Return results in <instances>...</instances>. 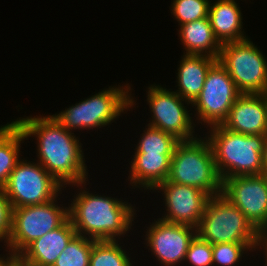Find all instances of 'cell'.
<instances>
[{"mask_svg": "<svg viewBox=\"0 0 267 266\" xmlns=\"http://www.w3.org/2000/svg\"><path fill=\"white\" fill-rule=\"evenodd\" d=\"M0 266H18V261L16 257L7 256V259L0 257Z\"/></svg>", "mask_w": 267, "mask_h": 266, "instance_id": "29", "label": "cell"}, {"mask_svg": "<svg viewBox=\"0 0 267 266\" xmlns=\"http://www.w3.org/2000/svg\"><path fill=\"white\" fill-rule=\"evenodd\" d=\"M50 202L12 208L11 232L6 242L11 254L17 257L34 240L60 227L68 218V207ZM13 253V254H12Z\"/></svg>", "mask_w": 267, "mask_h": 266, "instance_id": "8", "label": "cell"}, {"mask_svg": "<svg viewBox=\"0 0 267 266\" xmlns=\"http://www.w3.org/2000/svg\"><path fill=\"white\" fill-rule=\"evenodd\" d=\"M209 6V20L221 44L247 39L242 30V15L235 0H217Z\"/></svg>", "mask_w": 267, "mask_h": 266, "instance_id": "19", "label": "cell"}, {"mask_svg": "<svg viewBox=\"0 0 267 266\" xmlns=\"http://www.w3.org/2000/svg\"><path fill=\"white\" fill-rule=\"evenodd\" d=\"M145 133L137 146L136 152L153 154H173L177 144L180 142L172 134L166 133L158 128L148 125Z\"/></svg>", "mask_w": 267, "mask_h": 266, "instance_id": "24", "label": "cell"}, {"mask_svg": "<svg viewBox=\"0 0 267 266\" xmlns=\"http://www.w3.org/2000/svg\"><path fill=\"white\" fill-rule=\"evenodd\" d=\"M76 231L68 218L60 227L34 240L16 258L18 266H53Z\"/></svg>", "mask_w": 267, "mask_h": 266, "instance_id": "16", "label": "cell"}, {"mask_svg": "<svg viewBox=\"0 0 267 266\" xmlns=\"http://www.w3.org/2000/svg\"><path fill=\"white\" fill-rule=\"evenodd\" d=\"M178 68L176 93L182 97L187 104L193 103L199 96L210 67L218 60L207 55H183Z\"/></svg>", "mask_w": 267, "mask_h": 266, "instance_id": "17", "label": "cell"}, {"mask_svg": "<svg viewBox=\"0 0 267 266\" xmlns=\"http://www.w3.org/2000/svg\"><path fill=\"white\" fill-rule=\"evenodd\" d=\"M218 61L242 94H267V62L248 38L222 44Z\"/></svg>", "mask_w": 267, "mask_h": 266, "instance_id": "7", "label": "cell"}, {"mask_svg": "<svg viewBox=\"0 0 267 266\" xmlns=\"http://www.w3.org/2000/svg\"><path fill=\"white\" fill-rule=\"evenodd\" d=\"M222 195L261 233H267V174L223 180Z\"/></svg>", "mask_w": 267, "mask_h": 266, "instance_id": "11", "label": "cell"}, {"mask_svg": "<svg viewBox=\"0 0 267 266\" xmlns=\"http://www.w3.org/2000/svg\"><path fill=\"white\" fill-rule=\"evenodd\" d=\"M185 259L193 266H212V244L196 235L189 245Z\"/></svg>", "mask_w": 267, "mask_h": 266, "instance_id": "27", "label": "cell"}, {"mask_svg": "<svg viewBox=\"0 0 267 266\" xmlns=\"http://www.w3.org/2000/svg\"><path fill=\"white\" fill-rule=\"evenodd\" d=\"M180 141L171 158L168 181L196 187L210 196L222 194V179L217 171L208 139Z\"/></svg>", "mask_w": 267, "mask_h": 266, "instance_id": "4", "label": "cell"}, {"mask_svg": "<svg viewBox=\"0 0 267 266\" xmlns=\"http://www.w3.org/2000/svg\"><path fill=\"white\" fill-rule=\"evenodd\" d=\"M209 6V0H174L171 10L181 26L188 22L208 18Z\"/></svg>", "mask_w": 267, "mask_h": 266, "instance_id": "25", "label": "cell"}, {"mask_svg": "<svg viewBox=\"0 0 267 266\" xmlns=\"http://www.w3.org/2000/svg\"><path fill=\"white\" fill-rule=\"evenodd\" d=\"M173 154H153L135 152L131 165L130 183L142 185L144 189H155L166 181L170 174Z\"/></svg>", "mask_w": 267, "mask_h": 266, "instance_id": "18", "label": "cell"}, {"mask_svg": "<svg viewBox=\"0 0 267 266\" xmlns=\"http://www.w3.org/2000/svg\"><path fill=\"white\" fill-rule=\"evenodd\" d=\"M11 207L43 204L60 194L61 186L40 163L19 161L3 187Z\"/></svg>", "mask_w": 267, "mask_h": 266, "instance_id": "9", "label": "cell"}, {"mask_svg": "<svg viewBox=\"0 0 267 266\" xmlns=\"http://www.w3.org/2000/svg\"><path fill=\"white\" fill-rule=\"evenodd\" d=\"M196 235L211 244L262 243V234L222 194L209 198Z\"/></svg>", "mask_w": 267, "mask_h": 266, "instance_id": "5", "label": "cell"}, {"mask_svg": "<svg viewBox=\"0 0 267 266\" xmlns=\"http://www.w3.org/2000/svg\"><path fill=\"white\" fill-rule=\"evenodd\" d=\"M23 130L13 121L0 127V187H4L11 172L20 161V143L25 139Z\"/></svg>", "mask_w": 267, "mask_h": 266, "instance_id": "21", "label": "cell"}, {"mask_svg": "<svg viewBox=\"0 0 267 266\" xmlns=\"http://www.w3.org/2000/svg\"><path fill=\"white\" fill-rule=\"evenodd\" d=\"M123 250L116 240L95 241L89 266H132Z\"/></svg>", "mask_w": 267, "mask_h": 266, "instance_id": "22", "label": "cell"}, {"mask_svg": "<svg viewBox=\"0 0 267 266\" xmlns=\"http://www.w3.org/2000/svg\"><path fill=\"white\" fill-rule=\"evenodd\" d=\"M261 242H263L261 245H263V247L265 248V250H266V253H265V255H266V257H267V233H264V234H262V241ZM266 263H267V259H266ZM267 265V264H266Z\"/></svg>", "mask_w": 267, "mask_h": 266, "instance_id": "31", "label": "cell"}, {"mask_svg": "<svg viewBox=\"0 0 267 266\" xmlns=\"http://www.w3.org/2000/svg\"><path fill=\"white\" fill-rule=\"evenodd\" d=\"M95 241L76 234L60 253L53 266H89L91 250Z\"/></svg>", "mask_w": 267, "mask_h": 266, "instance_id": "23", "label": "cell"}, {"mask_svg": "<svg viewBox=\"0 0 267 266\" xmlns=\"http://www.w3.org/2000/svg\"><path fill=\"white\" fill-rule=\"evenodd\" d=\"M128 90L130 86L109 87L53 116L68 131L103 127L134 105Z\"/></svg>", "mask_w": 267, "mask_h": 266, "instance_id": "6", "label": "cell"}, {"mask_svg": "<svg viewBox=\"0 0 267 266\" xmlns=\"http://www.w3.org/2000/svg\"><path fill=\"white\" fill-rule=\"evenodd\" d=\"M130 204L106 196L80 192L68 208L69 219L78 235L102 241L126 234L134 219Z\"/></svg>", "mask_w": 267, "mask_h": 266, "instance_id": "2", "label": "cell"}, {"mask_svg": "<svg viewBox=\"0 0 267 266\" xmlns=\"http://www.w3.org/2000/svg\"><path fill=\"white\" fill-rule=\"evenodd\" d=\"M26 139L36 136L38 160L42 167L61 185L85 184L87 171L81 143L54 118H19L15 121Z\"/></svg>", "mask_w": 267, "mask_h": 266, "instance_id": "1", "label": "cell"}, {"mask_svg": "<svg viewBox=\"0 0 267 266\" xmlns=\"http://www.w3.org/2000/svg\"><path fill=\"white\" fill-rule=\"evenodd\" d=\"M262 165L264 168V173L267 174V135H266L263 154H262Z\"/></svg>", "mask_w": 267, "mask_h": 266, "instance_id": "30", "label": "cell"}, {"mask_svg": "<svg viewBox=\"0 0 267 266\" xmlns=\"http://www.w3.org/2000/svg\"><path fill=\"white\" fill-rule=\"evenodd\" d=\"M147 231V246L164 266H174L184 261L189 245L196 236L195 227L160 218Z\"/></svg>", "mask_w": 267, "mask_h": 266, "instance_id": "14", "label": "cell"}, {"mask_svg": "<svg viewBox=\"0 0 267 266\" xmlns=\"http://www.w3.org/2000/svg\"><path fill=\"white\" fill-rule=\"evenodd\" d=\"M261 244H241V243H218L212 244L213 265L221 264V266H232L239 262L243 251L256 249Z\"/></svg>", "mask_w": 267, "mask_h": 266, "instance_id": "26", "label": "cell"}, {"mask_svg": "<svg viewBox=\"0 0 267 266\" xmlns=\"http://www.w3.org/2000/svg\"><path fill=\"white\" fill-rule=\"evenodd\" d=\"M241 94L225 67L217 60L210 67L204 86L192 105L197 106L199 120L210 127L222 125Z\"/></svg>", "mask_w": 267, "mask_h": 266, "instance_id": "10", "label": "cell"}, {"mask_svg": "<svg viewBox=\"0 0 267 266\" xmlns=\"http://www.w3.org/2000/svg\"><path fill=\"white\" fill-rule=\"evenodd\" d=\"M222 126L245 135H267V94H241Z\"/></svg>", "mask_w": 267, "mask_h": 266, "instance_id": "15", "label": "cell"}, {"mask_svg": "<svg viewBox=\"0 0 267 266\" xmlns=\"http://www.w3.org/2000/svg\"><path fill=\"white\" fill-rule=\"evenodd\" d=\"M148 89L147 101L153 113V120L148 125L172 134L180 141L194 140V127L182 103L184 99L159 85Z\"/></svg>", "mask_w": 267, "mask_h": 266, "instance_id": "12", "label": "cell"}, {"mask_svg": "<svg viewBox=\"0 0 267 266\" xmlns=\"http://www.w3.org/2000/svg\"><path fill=\"white\" fill-rule=\"evenodd\" d=\"M164 192L167 215L162 220L175 224L197 227L211 197L208 193L184 184L171 183L168 180L160 183L154 190Z\"/></svg>", "mask_w": 267, "mask_h": 266, "instance_id": "13", "label": "cell"}, {"mask_svg": "<svg viewBox=\"0 0 267 266\" xmlns=\"http://www.w3.org/2000/svg\"><path fill=\"white\" fill-rule=\"evenodd\" d=\"M181 42L186 54L205 55L218 59L222 44L215 37L208 18L188 22L180 26Z\"/></svg>", "mask_w": 267, "mask_h": 266, "instance_id": "20", "label": "cell"}, {"mask_svg": "<svg viewBox=\"0 0 267 266\" xmlns=\"http://www.w3.org/2000/svg\"><path fill=\"white\" fill-rule=\"evenodd\" d=\"M208 138L222 181L229 177L264 174L262 154L266 135H245L211 126Z\"/></svg>", "mask_w": 267, "mask_h": 266, "instance_id": "3", "label": "cell"}, {"mask_svg": "<svg viewBox=\"0 0 267 266\" xmlns=\"http://www.w3.org/2000/svg\"><path fill=\"white\" fill-rule=\"evenodd\" d=\"M12 207L5 194L4 188L0 187V239L7 242L11 232Z\"/></svg>", "mask_w": 267, "mask_h": 266, "instance_id": "28", "label": "cell"}]
</instances>
